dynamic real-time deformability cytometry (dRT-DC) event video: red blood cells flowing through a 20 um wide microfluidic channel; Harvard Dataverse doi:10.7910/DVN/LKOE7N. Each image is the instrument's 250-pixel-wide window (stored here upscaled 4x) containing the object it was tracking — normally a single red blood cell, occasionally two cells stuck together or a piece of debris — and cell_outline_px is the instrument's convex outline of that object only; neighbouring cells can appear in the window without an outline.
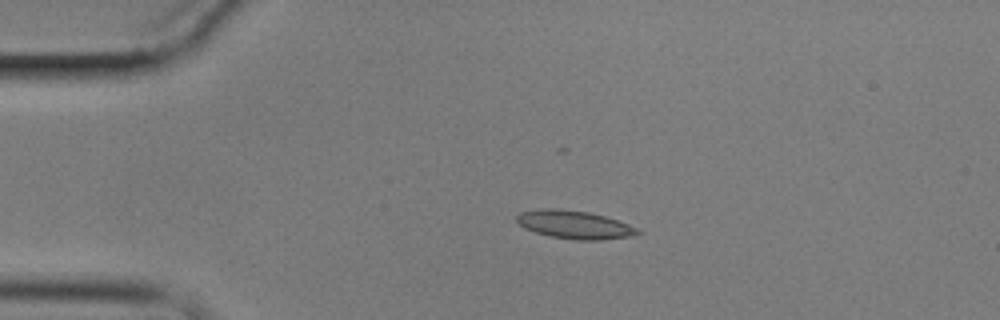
{"species": "common noctule bat (a hibernating species)", "species_latin": "Nyctalus noctula", "temperature_condition": "cold", "stored_images_in_passage": 5, "camera_frame_rate_fps": 3000, "um_per_image_px": 0.085, "animal": {"sex": "male", "body_mass_g": 17.9}, "frame": {"image": 1, "passage_image": 4, "time_ms": 3.667, "image_size_px": [1000, 320], "cell_outline_px": [[640, 232], [628, 236], [600, 240], [576, 240], [552, 236], [536, 232], [524, 228], [516, 220], [516, 216], [520, 212], [540, 208], [556, 208], [588, 212], [604, 216], [628, 224], [636, 228]], "centroid_in_image_um": [48.77, 19.08], "position_along_channel_um": 36.2, "area_um2": 19.54}}